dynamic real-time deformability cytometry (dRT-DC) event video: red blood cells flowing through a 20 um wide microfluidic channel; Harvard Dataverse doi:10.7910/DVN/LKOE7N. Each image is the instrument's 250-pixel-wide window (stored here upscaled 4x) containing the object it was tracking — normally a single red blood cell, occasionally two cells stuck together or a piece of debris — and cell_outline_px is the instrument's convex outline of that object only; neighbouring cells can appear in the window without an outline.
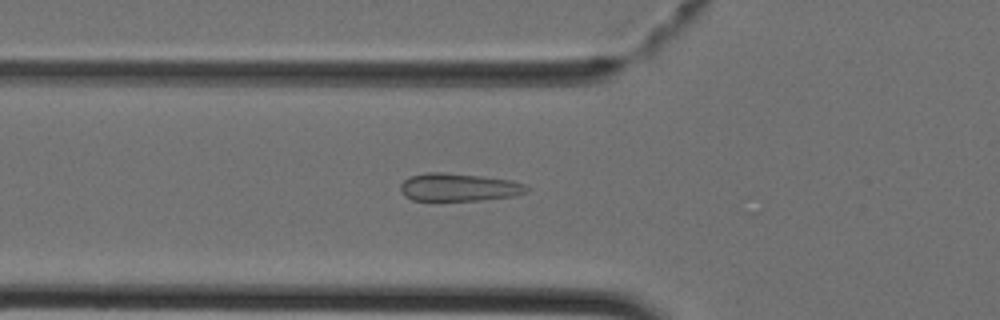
{"species": "Egyptian fruit bat (a non-hibernating species)", "species_latin": "Rousettus aegyptiacus", "temperature_condition": "cold", "stored_images_in_passage": 38, "camera_frame_rate_fps": 3000, "um_per_image_px": 0.085, "animal": {"sex": "female"}, "frame": {"image": 1, "passage_image": 10, "time_ms": 3.0, "image_size_px": [1000, 320], "cell_outline_px": [[532, 188], [528, 192], [516, 196], [480, 200], [412, 200], [404, 196], [400, 192], [400, 184], [408, 176], [428, 172], [444, 172], [480, 176], [512, 180], [524, 184]], "centroid_in_image_um": [39.01, 15.91], "position_along_channel_um": 86.8, "area_um2": 20.75}}
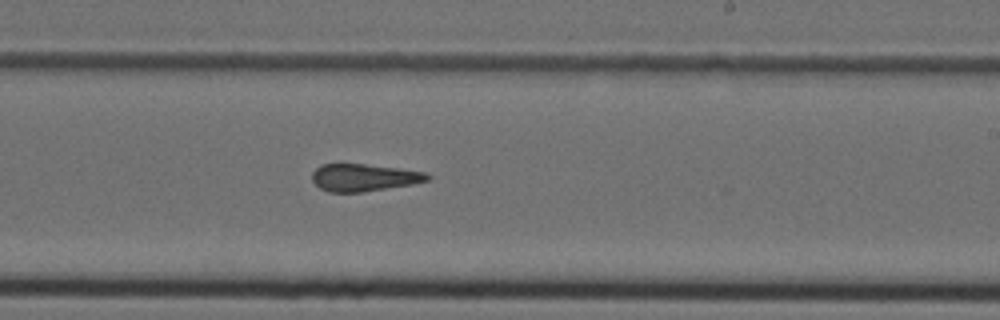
{"frame": {"image": 2, "passage_image": 21, "time_ms": 6.667, "image_size_px": [1000, 320], "cell_outline_px": [[432, 176], [428, 180], [412, 184], [360, 192], [328, 192], [320, 188], [312, 180], [312, 172], [320, 164], [364, 164], [396, 168], [424, 172]], "centroid_in_image_um": [30.89, 15.09], "position_along_channel_um": 258.1, "area_um2": 18.15}}
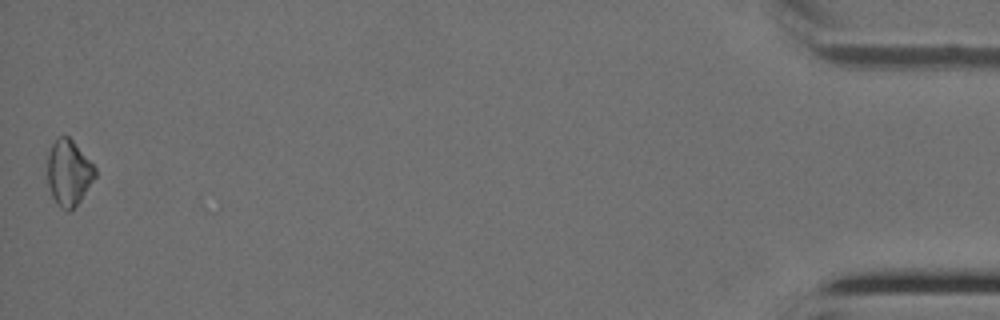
{"frame": {"image": 3, "passage_image": 38, "time_ms": 12.333, "image_size_px": [1000, 320], "cell_outline_px": [[96, 176], [80, 200], [68, 212], [60, 208], [52, 196], [48, 184], [48, 152], [52, 144], [60, 136], [68, 136], [72, 140], [96, 168]], "centroid_in_image_um": [5.83, 14.69], "position_along_channel_um": 429.4, "area_um2": 17.98}}